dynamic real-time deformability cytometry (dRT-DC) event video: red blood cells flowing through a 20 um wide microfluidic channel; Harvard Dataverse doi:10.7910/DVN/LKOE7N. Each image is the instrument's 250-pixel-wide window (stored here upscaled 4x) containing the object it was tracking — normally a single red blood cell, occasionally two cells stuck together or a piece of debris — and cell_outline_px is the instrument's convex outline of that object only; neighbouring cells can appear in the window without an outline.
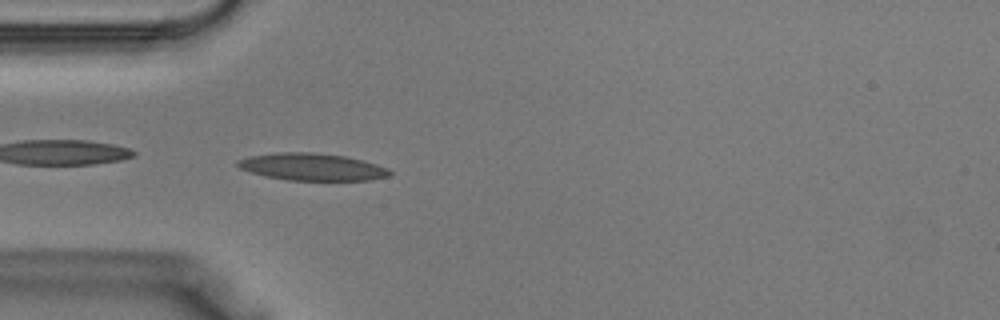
{"species": "Egyptian fruit bat (a non-hibernating species)", "species_latin": "Rousettus aegyptiacus", "temperature_condition": "warm", "stored_images_in_passage": 37, "camera_frame_rate_fps": 3000, "um_per_image_px": 0.085, "animal": {"sex": "male"}, "frame": {"image": 1, "passage_image": 10, "time_ms": 3.0, "image_size_px": [1000, 320], "cell_outline_px": [[392, 172], [388, 176], [368, 180], [288, 180], [264, 176], [240, 168], [236, 164], [236, 160], [248, 156], [276, 152], [312, 152], [344, 156], [376, 164], [388, 168]], "centroid_in_image_um": [26.48, 14.18], "position_along_channel_um": 58.5, "area_um2": 23.99}}
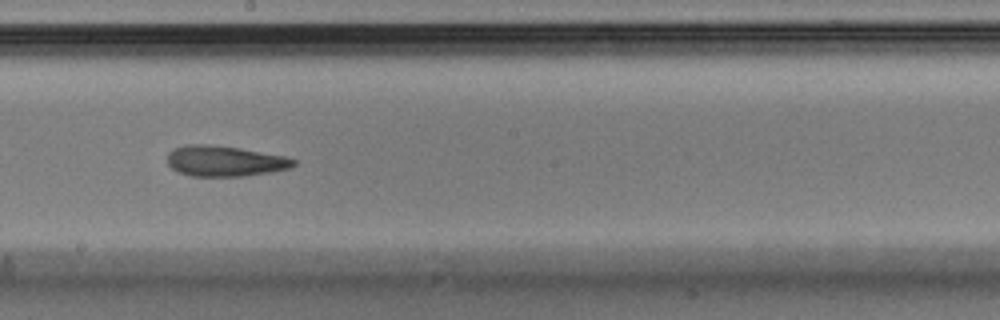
{"frame": {"image": 2, "passage_image": 20, "time_ms": 6.333, "image_size_px": [1000, 320], "cell_outline_px": [[296, 164], [292, 168], [272, 172], [244, 176], [192, 176], [180, 172], [172, 168], [168, 164], [168, 152], [172, 148], [188, 144], [208, 144], [240, 148], [284, 156], [296, 160]], "centroid_in_image_um": [19.12, 13.68], "position_along_channel_um": 229.1, "area_um2": 22.6}}
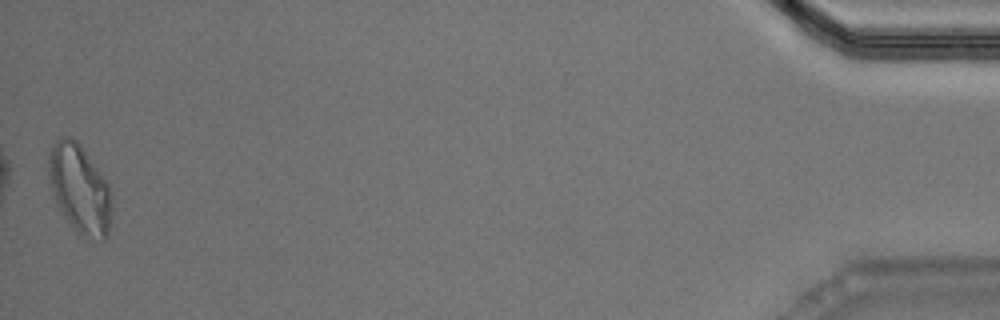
{"frame": {"image": 3, "passage_image": 37, "time_ms": 12.0, "image_size_px": [1000, 320], "cell_outline_px": [[112, 208], [108, 236], [104, 240], [100, 240], [76, 232], [64, 216], [56, 204], [52, 196], [48, 176], [48, 152], [56, 140], [60, 136], [68, 136], [76, 140], [80, 144], [108, 184], [112, 200]], "centroid_in_image_um": [6.75, 16.05], "position_along_channel_um": 428.5, "area_um2": 32.77}}